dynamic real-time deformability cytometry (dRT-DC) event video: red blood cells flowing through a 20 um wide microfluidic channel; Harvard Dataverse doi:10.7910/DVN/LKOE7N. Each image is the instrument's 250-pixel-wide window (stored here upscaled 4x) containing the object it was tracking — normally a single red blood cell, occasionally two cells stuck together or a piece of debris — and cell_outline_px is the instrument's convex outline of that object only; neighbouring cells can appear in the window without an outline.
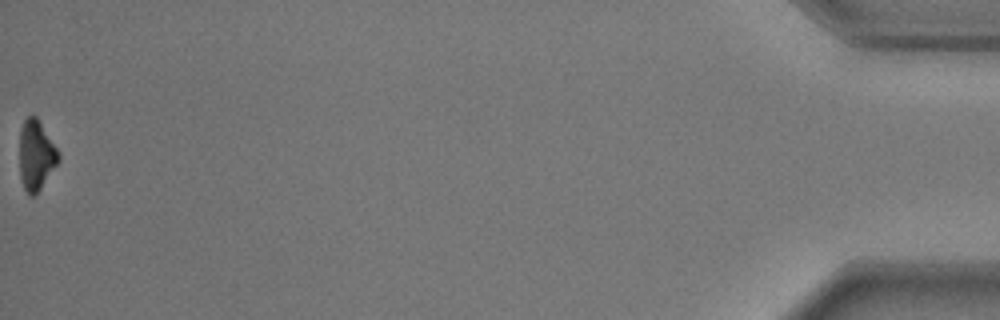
{"species": "common noctule bat (a hibernating species)", "species_latin": "Nyctalus noctula", "temperature_condition": "warm", "stored_images_in_passage": 41, "camera_frame_rate_fps": 3000, "um_per_image_px": 0.085, "animal": {"sex": "male", "body_mass_g": 17.9}, "frame": {"image": 1, "passage_image": 41, "time_ms": 13.333, "image_size_px": [1000, 320], "cell_outline_px": [[60, 160], [36, 196], [28, 196], [24, 188], [20, 176], [20, 128], [24, 120], [32, 112], [36, 116], [60, 152]], "centroid_in_image_um": [3.08, 13.2], "position_along_channel_um": 432.1, "area_um2": 16.18}, "authors_computed_cell_mechanics": {"area_um2": 19.1318, "velocity_mm_per_s": 3.6757, "shape_relaxation_time_tau1_ms": 1.4265, "shape_relaxation_time_tau2_ms": null, "deformation_change_tau1": 0.1707, "deformation_change_tau2": null}}